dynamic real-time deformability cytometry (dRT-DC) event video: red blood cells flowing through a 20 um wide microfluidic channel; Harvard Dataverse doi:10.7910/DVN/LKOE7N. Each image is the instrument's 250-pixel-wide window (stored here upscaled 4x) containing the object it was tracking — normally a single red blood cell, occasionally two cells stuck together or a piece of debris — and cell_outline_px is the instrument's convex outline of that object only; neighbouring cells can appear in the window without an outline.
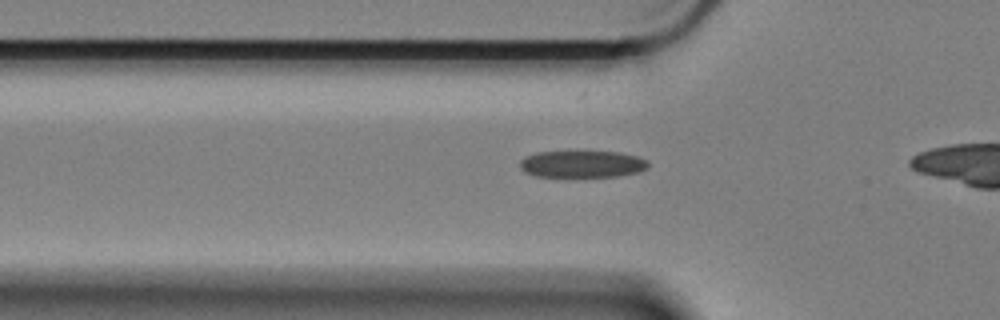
{"species": "Egyptian fruit bat (a non-hibernating species)", "species_latin": "Rousettus aegyptiacus", "temperature_condition": "cold", "stored_images_in_passage": 32, "camera_frame_rate_fps": 3000, "um_per_image_px": 0.085, "animal": {"sex": "female"}, "frame": {"image": 1, "passage_image": 3, "time_ms": 0.667, "image_size_px": [1000, 320], "cell_outline_px": [[648, 168], [640, 172], [616, 176], [536, 176], [524, 172], [520, 168], [520, 160], [536, 152], [576, 148], [620, 152], [636, 156], [648, 160]], "centroid_in_image_um": [49.48, 13.88], "position_along_channel_um": 76.3, "area_um2": 21.15}}
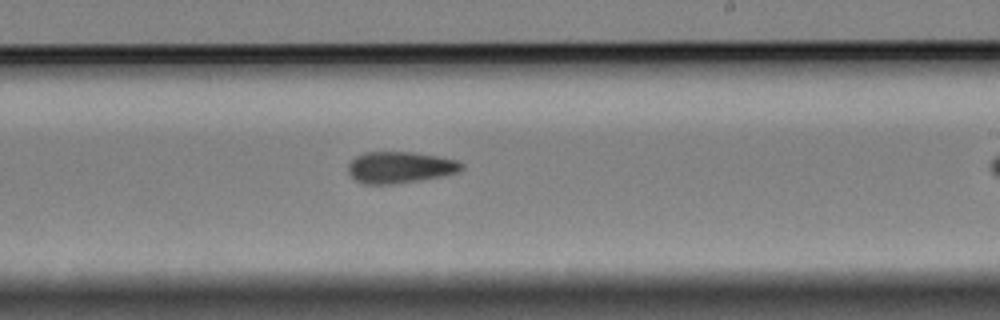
{"frame": {"image": 2, "passage_image": 19, "time_ms": 6.0, "image_size_px": [1000, 320], "cell_outline_px": [[464, 168], [456, 172], [444, 176], [392, 184], [364, 184], [356, 180], [348, 172], [348, 164], [356, 156], [364, 152], [412, 152], [436, 156], [456, 160], [464, 164]], "centroid_in_image_um": [33.99, 14.22], "position_along_channel_um": 255.0, "area_um2": 20.69}}
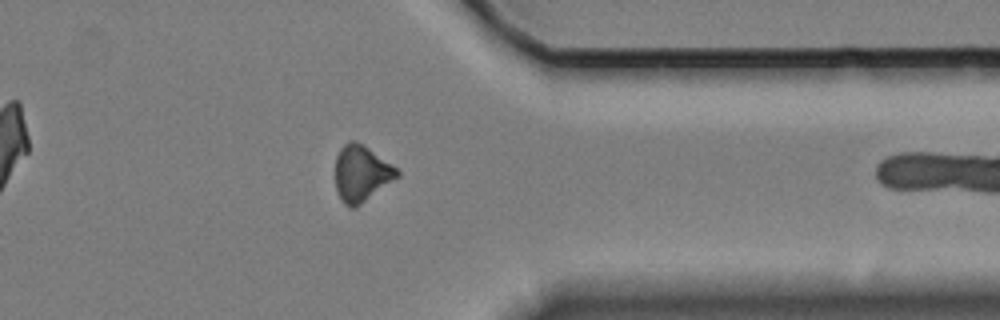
{"frame": {"image": 3, "passage_image": 31, "time_ms": 10.0, "image_size_px": [1000, 320], "cell_outline_px": [[400, 176], [360, 204], [352, 208], [348, 208], [340, 200], [336, 192], [336, 156], [340, 148], [348, 140], [356, 140], [364, 144], [392, 164], [400, 172]], "centroid_in_image_um": [30.7, 14.73], "position_along_channel_um": 380.7, "area_um2": 20.4}}